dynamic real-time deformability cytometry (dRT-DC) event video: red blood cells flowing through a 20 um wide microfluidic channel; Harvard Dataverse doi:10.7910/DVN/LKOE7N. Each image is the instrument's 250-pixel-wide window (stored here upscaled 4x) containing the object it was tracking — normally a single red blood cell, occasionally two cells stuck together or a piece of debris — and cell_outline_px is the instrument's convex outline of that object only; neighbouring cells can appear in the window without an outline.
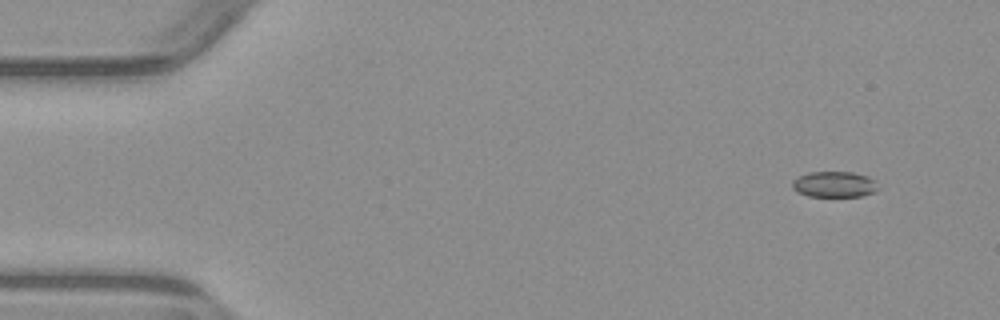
{"species": "common noctule bat (a hibernating species)", "species_latin": "Nyctalus noctula", "temperature_condition": "warm", "stored_images_in_passage": 5, "camera_frame_rate_fps": 3000, "um_per_image_px": 0.085, "animal": {"sex": "male", "body_mass_g": 23.1, "forearm_length_mm": 52.7}, "frame": {"image": 1, "passage_image": 2, "time_ms": 1.333, "image_size_px": [1000, 320], "cell_outline_px": [[880, 188], [876, 192], [860, 196], [808, 196], [796, 192], [792, 188], [792, 180], [808, 172], [852, 172], [868, 176], [876, 180]], "centroid_in_image_um": [70.95, 15.67], "position_along_channel_um": 14.1, "area_um2": 13.12}}
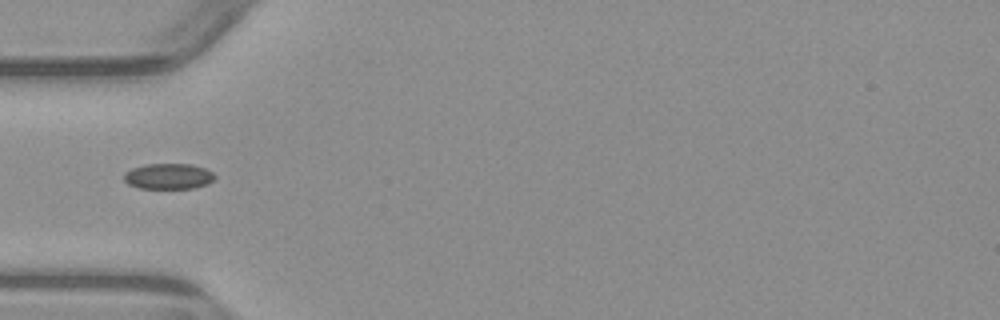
{"frame": {"image": 2, "passage_image": 5, "time_ms": 5.667, "image_size_px": [1000, 320], "cell_outline_px": [[216, 176], [208, 184], [192, 188], [140, 188], [128, 184], [124, 180], [124, 172], [132, 168], [148, 164], [188, 164], [204, 168], [212, 172]], "centroid_in_image_um": [14.3, 14.98], "position_along_channel_um": 70.7, "area_um2": 13.47}}